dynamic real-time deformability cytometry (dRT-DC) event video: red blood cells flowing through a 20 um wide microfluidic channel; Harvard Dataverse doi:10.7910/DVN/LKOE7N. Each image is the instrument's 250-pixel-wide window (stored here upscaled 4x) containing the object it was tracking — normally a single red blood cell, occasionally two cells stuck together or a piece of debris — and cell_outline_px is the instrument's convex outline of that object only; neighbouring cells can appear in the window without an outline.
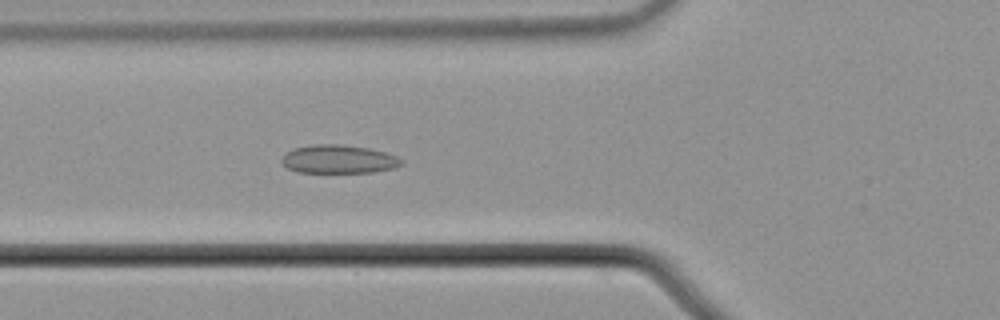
{"species": "common noctule bat (a hibernating species)", "species_latin": "Nyctalus noctula", "temperature_condition": "cold", "stored_images_in_passage": 7, "camera_frame_rate_fps": 3000, "um_per_image_px": 0.085, "animal": {"sex": "male", "body_mass_g": 21.5, "forearm_length_mm": 52.0}, "frame": {"image": 1, "passage_image": 7, "time_ms": 2.0, "image_size_px": [1000, 320], "cell_outline_px": [[404, 164], [396, 168], [372, 172], [300, 172], [288, 168], [280, 160], [292, 148], [312, 144], [340, 144], [368, 148], [384, 152], [396, 156], [404, 160]], "centroid_in_image_um": [28.82, 13.52], "position_along_channel_um": 97.0, "area_um2": 19.83}}